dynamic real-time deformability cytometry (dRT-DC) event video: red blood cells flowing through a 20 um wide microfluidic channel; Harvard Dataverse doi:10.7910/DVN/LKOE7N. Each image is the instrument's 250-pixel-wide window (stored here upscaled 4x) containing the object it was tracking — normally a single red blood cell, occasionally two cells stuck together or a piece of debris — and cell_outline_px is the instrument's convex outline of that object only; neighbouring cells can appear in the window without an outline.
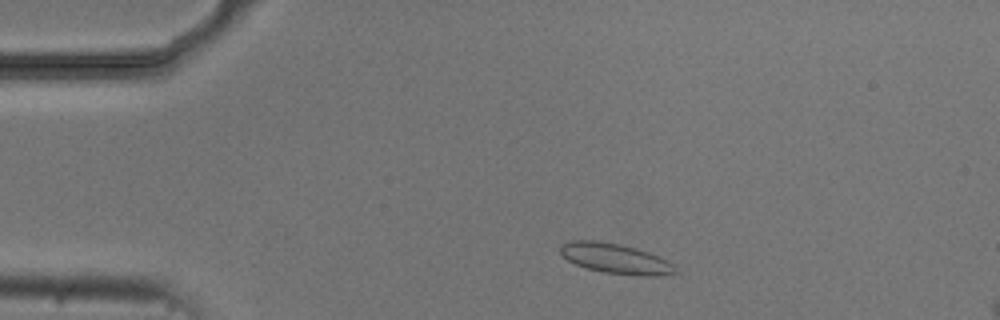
{"species": "common noctule bat (a hibernating species)", "species_latin": "Nyctalus noctula", "temperature_condition": "cold", "stored_images_in_passage": 2, "camera_frame_rate_fps": 3000, "um_per_image_px": 0.085, "animal": {"sex": "male", "body_mass_g": 20.5, "forearm_length_mm": 52.5}, "frame": {"image": 1, "passage_image": 1, "time_ms": 0.0, "image_size_px": [1000, 320], "cell_outline_px": [[680, 272], [652, 276], [636, 276], [604, 272], [588, 268], [576, 264], [568, 260], [560, 252], [560, 244], [568, 240], [600, 240], [620, 244], [636, 248], [648, 252], [672, 264]], "centroid_in_image_um": [52.28, 21.96], "position_along_channel_um": 32.7, "area_um2": 20.11}}